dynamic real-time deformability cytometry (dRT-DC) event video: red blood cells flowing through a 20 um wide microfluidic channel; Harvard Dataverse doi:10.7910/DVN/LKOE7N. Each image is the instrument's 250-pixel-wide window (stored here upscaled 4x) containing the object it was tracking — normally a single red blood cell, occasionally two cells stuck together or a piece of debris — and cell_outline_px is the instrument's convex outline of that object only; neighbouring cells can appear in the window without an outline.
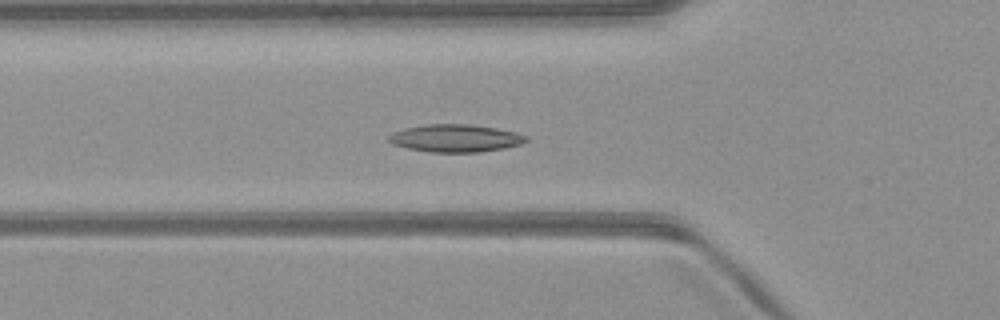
{"species": "common noctule bat (a hibernating species)", "species_latin": "Nyctalus noctula", "temperature_condition": "warm", "stored_images_in_passage": 53, "camera_frame_rate_fps": 3000, "um_per_image_px": 0.085, "animal": {"sex": "male", "body_mass_g": 23.1, "forearm_length_mm": 52.7}, "frame": {"image": 1, "passage_image": 18, "time_ms": 5.667, "image_size_px": [1000, 320], "cell_outline_px": [[528, 140], [520, 144], [504, 148], [480, 152], [428, 152], [408, 148], [392, 144], [388, 140], [388, 136], [392, 132], [404, 128], [424, 124], [468, 124], [496, 128], [516, 132], [528, 136]], "centroid_in_image_um": [38.69, 11.74], "position_along_channel_um": 87.1, "area_um2": 22.2}}
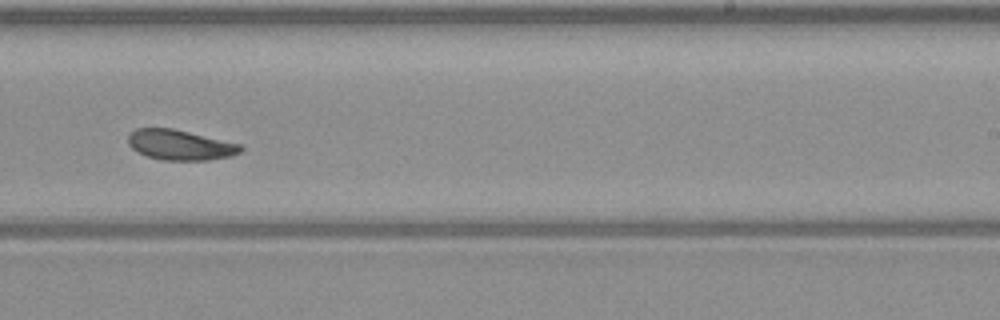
{"frame": {"image": 2, "passage_image": 32, "time_ms": 10.333, "image_size_px": [1000, 320], "cell_outline_px": [[244, 148], [240, 152], [232, 156], [208, 160], [164, 160], [148, 156], [136, 152], [128, 144], [128, 136], [136, 128], [172, 128], [240, 144]], "centroid_in_image_um": [15.3, 12.32], "position_along_channel_um": 273.7, "area_um2": 19.71}}
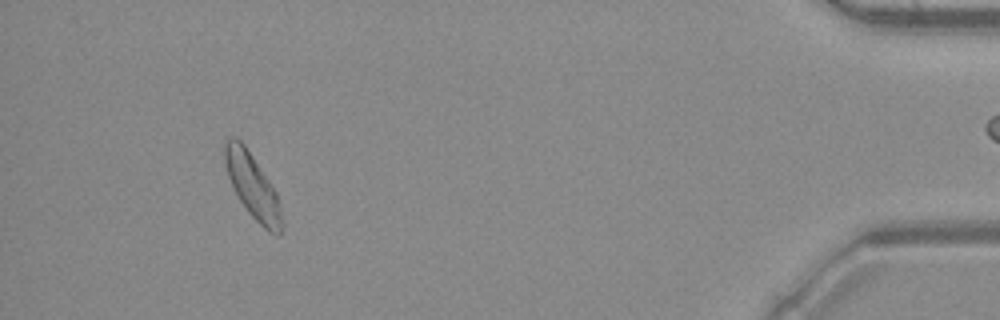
{"frame": {"image": 3, "passage_image": 48, "time_ms": 15.667, "image_size_px": [1000, 320], "cell_outline_px": [[284, 228], [280, 236], [276, 236], [268, 232], [248, 212], [240, 200], [228, 176], [224, 164], [224, 140], [232, 136], [236, 136], [244, 144], [276, 192], [284, 224]], "centroid_in_image_um": [21.47, 15.84], "position_along_channel_um": 413.7, "area_um2": 21.39}, "authors_computed_cell_mechanics": {"area_um2": 20.808, "velocity_mm_per_s": 3.9916, "shape_relaxation_time_tau1_ms": 4.9483, "shape_relaxation_time_tau2_ms": 5.0085, "deformation_change_tau1": 0.1052, "deformation_change_tau2": 0.1084}}